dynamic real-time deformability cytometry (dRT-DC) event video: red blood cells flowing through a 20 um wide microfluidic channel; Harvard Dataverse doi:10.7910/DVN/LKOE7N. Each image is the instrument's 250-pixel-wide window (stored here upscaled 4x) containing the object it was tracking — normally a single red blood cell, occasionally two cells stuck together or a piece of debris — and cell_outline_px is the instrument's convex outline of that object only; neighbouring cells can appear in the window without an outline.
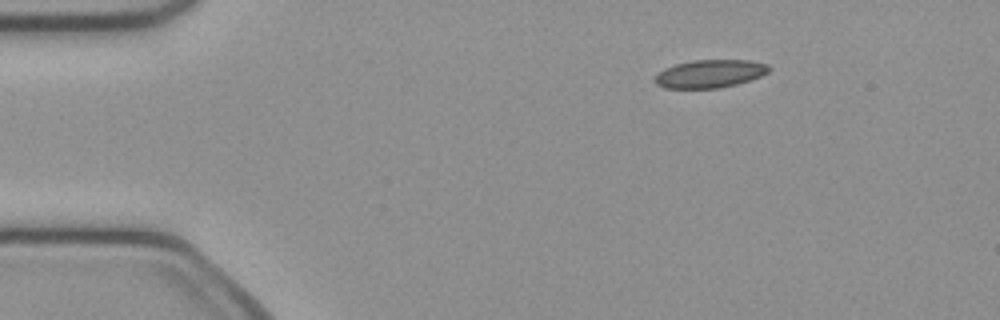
{"species": "common noctule bat (a hibernating species)", "species_latin": "Nyctalus noctula", "temperature_condition": "cold", "stored_images_in_passage": 44, "camera_frame_rate_fps": 3000, "um_per_image_px": 0.085, "animal": {"sex": "female", "body_mass_g": 21.9}, "frame": {"image": 1, "passage_image": 1, "time_ms": 0.0, "image_size_px": [1000, 320], "cell_outline_px": [[772, 68], [768, 72], [760, 76], [736, 84], [720, 88], [664, 88], [656, 84], [652, 80], [664, 68], [676, 64], [692, 60], [748, 60], [768, 64]], "centroid_in_image_um": [60.33, 6.26], "position_along_channel_um": 24.7, "area_um2": 18.61}}
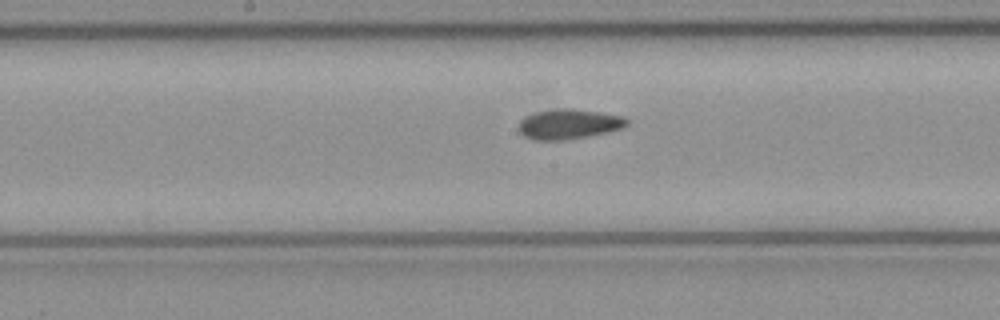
{"frame": {"image": 2, "passage_image": 19, "time_ms": 6.0, "image_size_px": [1000, 320], "cell_outline_px": [[628, 124], [620, 128], [608, 132], [564, 140], [532, 140], [524, 136], [516, 128], [520, 120], [524, 116], [536, 112], [564, 108], [572, 108], [600, 112], [624, 116], [628, 120]], "centroid_in_image_um": [48.31, 10.55], "position_along_channel_um": 199.9, "area_um2": 18.96}}
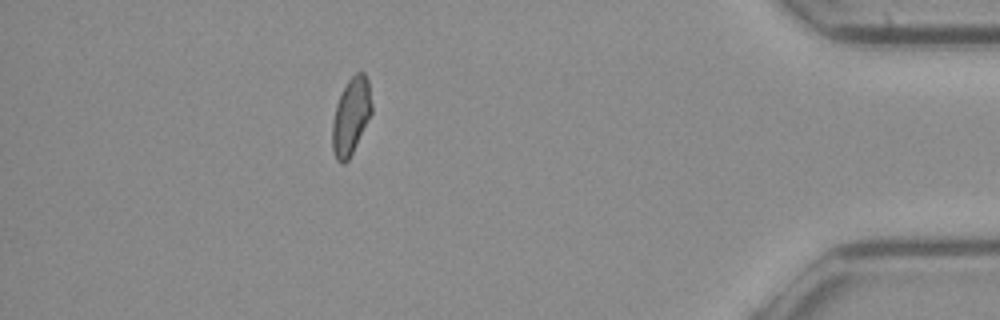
{"frame": {"image": 3, "passage_image": 38, "time_ms": 12.333, "image_size_px": [1000, 320], "cell_outline_px": [[372, 112], [348, 160], [344, 164], [340, 164], [336, 160], [332, 152], [332, 124], [336, 104], [348, 80], [356, 72], [364, 72], [368, 80], [372, 104]], "centroid_in_image_um": [29.82, 9.89], "position_along_channel_um": 405.4, "area_um2": 17.51}, "authors_computed_cell_mechanics": {"area_um2": 18.5827, "velocity_mm_per_s": 4.0542, "shape_relaxation_time_tau1_ms": null, "shape_relaxation_time_tau2_ms": 3.7327, "deformation_change_tau1": null, "deformation_change_tau2": 0.0828}}